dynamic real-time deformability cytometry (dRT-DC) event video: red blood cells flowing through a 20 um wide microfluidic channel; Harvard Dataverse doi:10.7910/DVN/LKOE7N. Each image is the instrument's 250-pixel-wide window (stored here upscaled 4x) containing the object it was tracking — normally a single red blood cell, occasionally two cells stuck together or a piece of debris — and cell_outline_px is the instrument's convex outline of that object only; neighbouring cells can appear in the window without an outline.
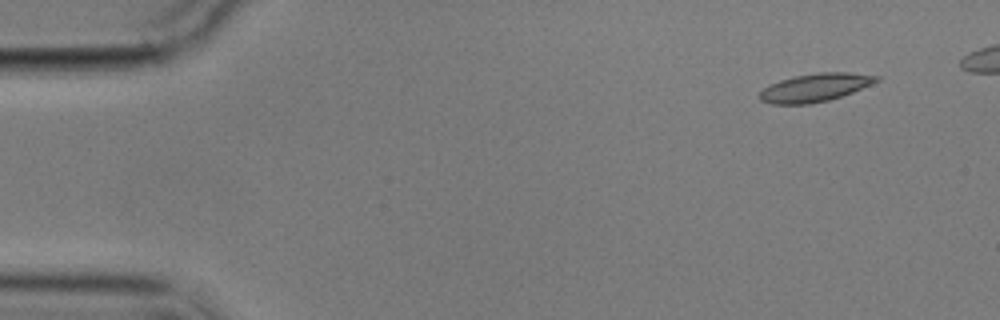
{"species": "common noctule bat (a hibernating species)", "species_latin": "Nyctalus noctula", "temperature_condition": "cold", "stored_images_in_passage": 5, "camera_frame_rate_fps": 3000, "um_per_image_px": 0.085, "animal": {"sex": "male", "body_mass_g": 17.9}, "frame": {"image": 1, "passage_image": 1, "time_ms": 0.0, "image_size_px": [1000, 320], "cell_outline_px": [[880, 80], [852, 92], [828, 100], [808, 104], [772, 104], [760, 100], [760, 92], [768, 84], [780, 80], [796, 76], [820, 72], [848, 72], [880, 76]], "centroid_in_image_um": [69.27, 7.44], "position_along_channel_um": 15.7, "area_um2": 18.96}}